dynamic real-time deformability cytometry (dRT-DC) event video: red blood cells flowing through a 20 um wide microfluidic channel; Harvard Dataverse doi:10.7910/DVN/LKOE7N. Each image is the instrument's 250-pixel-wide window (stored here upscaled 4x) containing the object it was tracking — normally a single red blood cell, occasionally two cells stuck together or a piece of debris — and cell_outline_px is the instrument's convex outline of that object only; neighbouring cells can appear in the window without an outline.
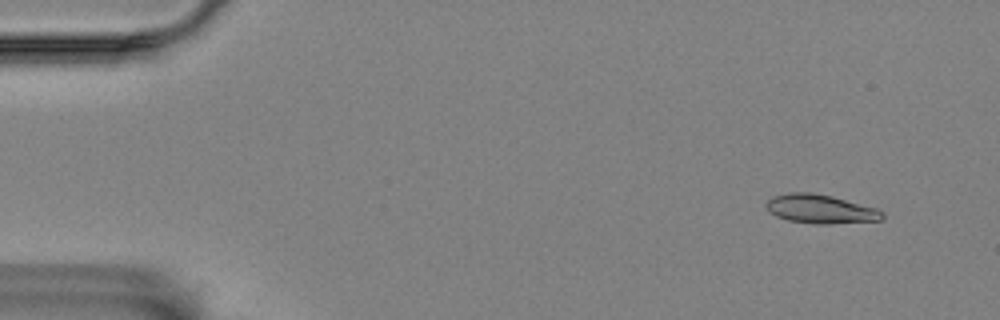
{"species": "Egyptian fruit bat (a non-hibernating species)", "species_latin": "Rousettus aegyptiacus", "temperature_condition": "room temperature", "stored_images_in_passage": 6, "camera_frame_rate_fps": 3000, "um_per_image_px": 0.085, "animal": {"sex": "female"}, "frame": {"image": 1, "passage_image": 2, "time_ms": 0.333, "image_size_px": [1000, 320], "cell_outline_px": [[884, 216], [880, 220], [828, 224], [816, 224], [788, 220], [776, 216], [768, 212], [764, 204], [772, 196], [788, 192], [812, 192], [832, 196], [876, 208], [884, 212]], "centroid_in_image_um": [69.69, 17.76], "position_along_channel_um": 15.3, "area_um2": 19.65}}
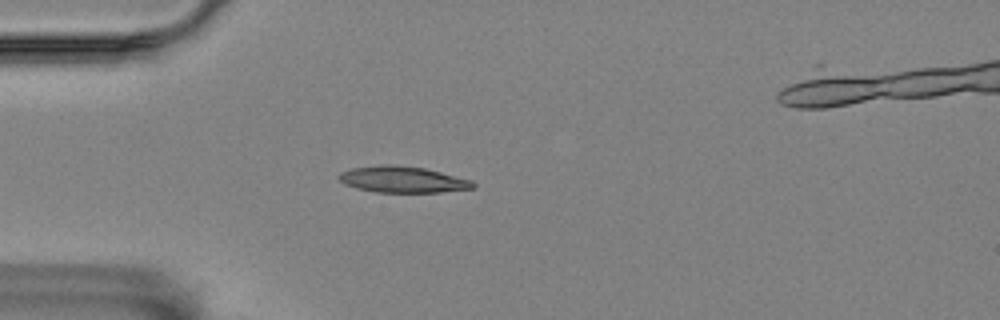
{"frame": {"image": 2, "passage_image": 5, "time_ms": 1.333, "image_size_px": [1000, 320], "cell_outline_px": [[476, 188], [440, 192], [376, 192], [356, 188], [344, 184], [336, 180], [336, 176], [340, 172], [352, 168], [380, 164], [396, 164], [424, 168], [472, 180], [476, 184]], "centroid_in_image_um": [34.18, 15.25], "position_along_channel_um": 50.8, "area_um2": 20.81}}